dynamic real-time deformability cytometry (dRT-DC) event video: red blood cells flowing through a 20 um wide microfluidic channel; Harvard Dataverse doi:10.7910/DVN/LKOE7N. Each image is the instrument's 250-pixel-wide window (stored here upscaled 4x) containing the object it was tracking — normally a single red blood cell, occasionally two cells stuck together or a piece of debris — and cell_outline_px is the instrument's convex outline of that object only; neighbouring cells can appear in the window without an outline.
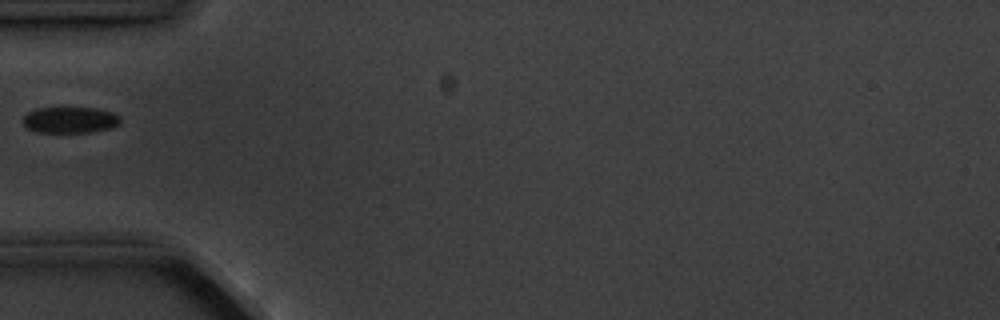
{"species": "common noctule bat (a hibernating species)", "species_latin": "Nyctalus noctula", "temperature_condition": "cold", "stored_images_in_passage": 2, "camera_frame_rate_fps": 3000, "um_per_image_px": 0.085, "animal": {"sex": "male", "body_mass_g": 20.1, "forearm_length_mm": 53.5}, "frame": {"image": 1, "passage_image": 2, "time_ms": 1.333, "image_size_px": [1000, 320], "cell_outline_px": [[120, 124], [112, 128], [88, 132], [36, 132], [24, 128], [24, 116], [28, 112], [36, 108], [96, 108], [112, 112], [120, 116]], "centroid_in_image_um": [5.95, 10.2], "position_along_channel_um": 79.0, "area_um2": 14.91}}